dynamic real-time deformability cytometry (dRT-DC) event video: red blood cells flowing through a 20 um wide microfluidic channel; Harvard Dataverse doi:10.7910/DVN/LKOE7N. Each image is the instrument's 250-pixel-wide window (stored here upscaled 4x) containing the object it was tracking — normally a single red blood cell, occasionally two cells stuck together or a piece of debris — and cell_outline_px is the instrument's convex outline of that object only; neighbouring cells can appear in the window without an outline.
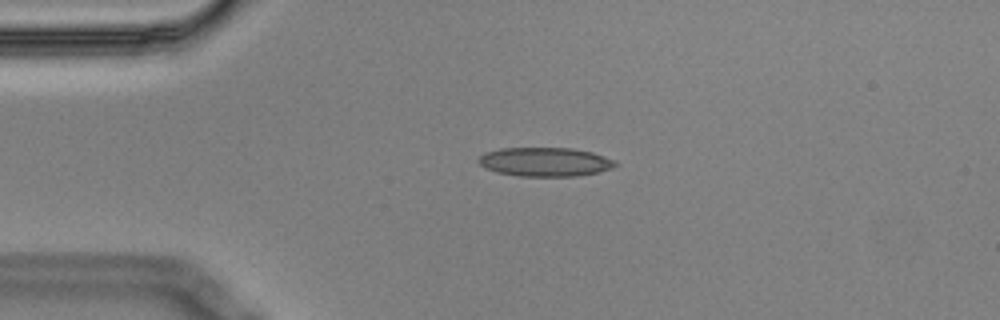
{"species": "Egyptian fruit bat (a non-hibernating species)", "species_latin": "Rousettus aegyptiacus", "temperature_condition": "cold", "stored_images_in_passage": 5, "camera_frame_rate_fps": 3000, "um_per_image_px": 0.085, "animal": {"sex": "male"}, "frame": {"image": 1, "passage_image": 3, "time_ms": 0.667, "image_size_px": [1000, 320], "cell_outline_px": [[620, 164], [612, 168], [600, 172], [576, 176], [520, 176], [496, 172], [480, 164], [476, 160], [484, 152], [500, 148], [572, 148], [592, 152], [616, 160]], "centroid_in_image_um": [46.36, 13.76], "position_along_channel_um": 38.6, "area_um2": 23.24}}
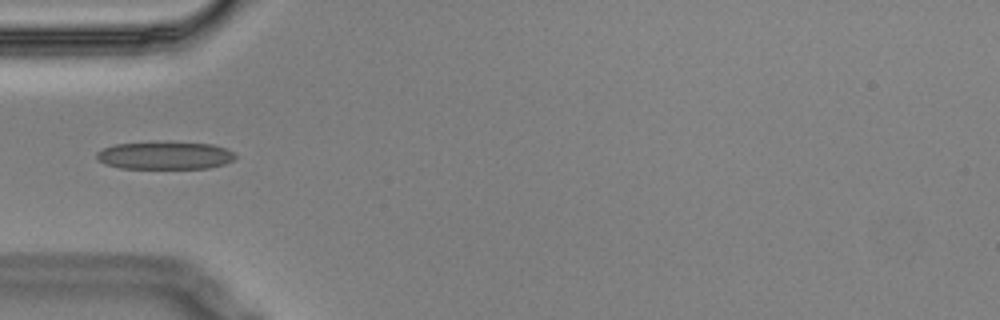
{"frame": {"image": 2, "passage_image": 4, "time_ms": 1.0, "image_size_px": [1000, 320], "cell_outline_px": [[236, 156], [232, 160], [224, 164], [208, 168], [120, 168], [104, 164], [96, 156], [96, 152], [104, 148], [116, 144], [156, 140], [168, 140], [212, 144], [224, 148], [232, 152]], "centroid_in_image_um": [13.99, 13.18], "position_along_channel_um": 71.0, "area_um2": 22.95}}
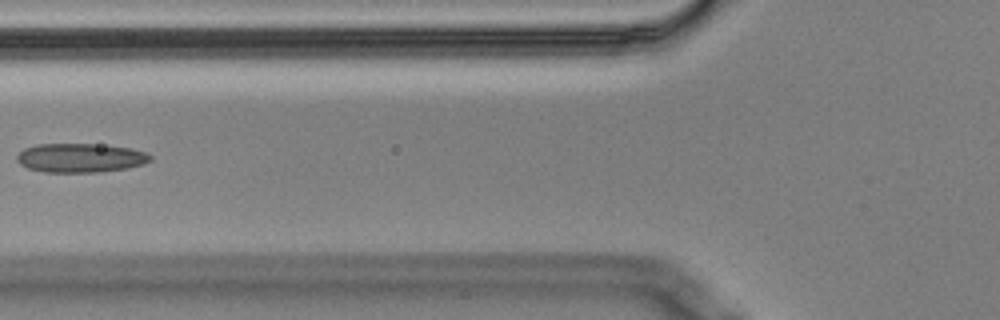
{"frame": {"image": 3, "passage_image": 5, "time_ms": 1.333, "image_size_px": [1000, 320], "cell_outline_px": [[152, 160], [144, 164], [128, 168], [100, 172], [44, 172], [28, 168], [20, 164], [16, 160], [16, 156], [24, 148], [36, 144], [92, 144], [128, 148], [144, 152], [152, 156]], "centroid_in_image_um": [6.81, 13.43], "position_along_channel_um": 119.0, "area_um2": 22.54}}